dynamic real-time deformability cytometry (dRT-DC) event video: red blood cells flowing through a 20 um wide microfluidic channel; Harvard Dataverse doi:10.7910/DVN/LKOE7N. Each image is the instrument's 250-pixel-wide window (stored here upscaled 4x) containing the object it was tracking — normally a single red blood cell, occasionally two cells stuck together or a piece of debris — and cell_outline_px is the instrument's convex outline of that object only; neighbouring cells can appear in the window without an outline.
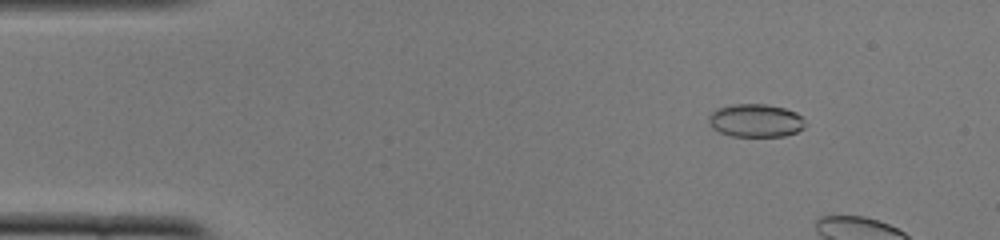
{"species": "common noctule bat (a hibernating species)", "species_latin": "Nyctalus noctula", "temperature_condition": "cold", "stored_images_in_passage": 12, "camera_frame_rate_fps": 3000, "um_per_image_px": 0.085, "animal": {"sex": "female", "body_mass_g": 22.0, "forearm_length_mm": 56.7}, "frame": {"image": 1, "passage_image": 7, "time_ms": 2.0, "image_size_px": [1000, 240], "cell_outline_px": [[808, 124], [804, 128], [796, 132], [784, 136], [732, 136], [720, 132], [712, 128], [708, 124], [708, 116], [716, 108], [732, 104], [768, 104], [784, 108], [796, 112]], "centroid_in_image_um": [64.22, 10.24], "position_along_channel_um": 20.8, "area_um2": 18.84}}